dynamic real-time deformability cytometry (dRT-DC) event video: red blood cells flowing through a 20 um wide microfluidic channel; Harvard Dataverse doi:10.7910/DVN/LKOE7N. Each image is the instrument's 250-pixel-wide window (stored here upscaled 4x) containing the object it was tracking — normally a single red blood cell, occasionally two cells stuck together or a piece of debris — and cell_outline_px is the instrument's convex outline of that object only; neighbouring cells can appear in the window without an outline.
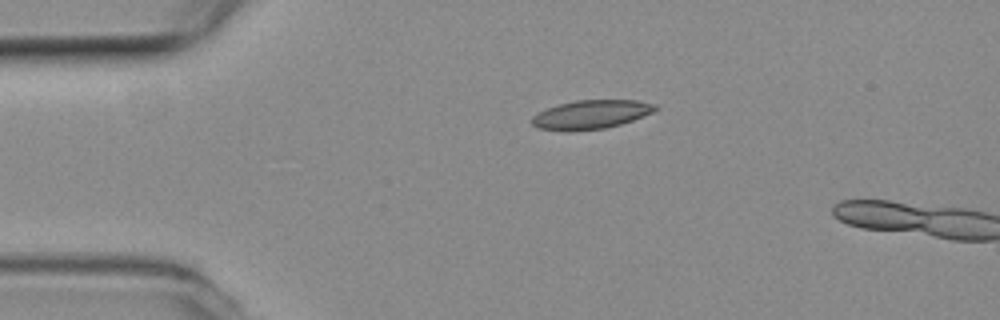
{"species": "common noctule bat (a hibernating species)", "species_latin": "Nyctalus noctula", "temperature_condition": "room temperature", "stored_images_in_passage": 3, "camera_frame_rate_fps": 3000, "um_per_image_px": 0.085, "animal": {"sex": "female", "body_mass_g": 19.3, "forearm_length_mm": 54.1}, "frame": {"image": 1, "passage_image": 1, "time_ms": 0.0, "image_size_px": [1000, 320], "cell_outline_px": [[656, 108], [652, 112], [632, 120], [620, 124], [604, 128], [564, 132], [536, 128], [532, 124], [532, 116], [548, 108], [560, 104], [576, 100], [636, 100], [656, 104]], "centroid_in_image_um": [50.19, 9.74], "position_along_channel_um": 34.8, "area_um2": 20.58}}